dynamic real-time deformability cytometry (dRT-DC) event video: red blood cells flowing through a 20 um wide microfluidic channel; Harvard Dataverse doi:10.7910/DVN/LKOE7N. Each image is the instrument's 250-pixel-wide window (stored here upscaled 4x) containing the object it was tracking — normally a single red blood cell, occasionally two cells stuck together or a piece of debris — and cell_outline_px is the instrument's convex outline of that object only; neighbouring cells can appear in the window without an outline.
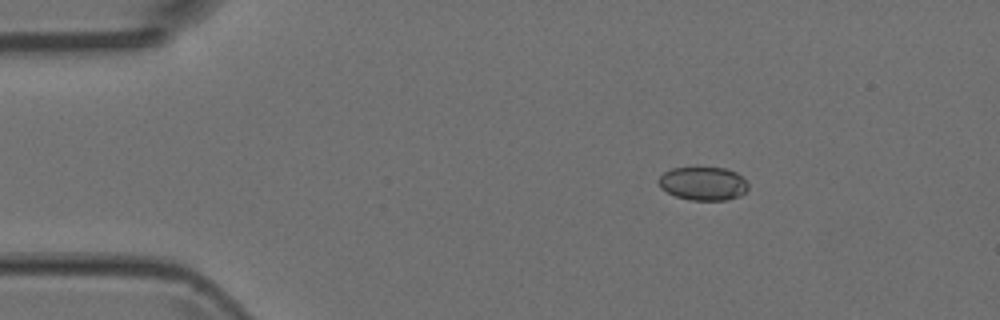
{"species": "Egyptian fruit bat (a non-hibernating species)", "species_latin": "Rousettus aegyptiacus", "temperature_condition": "room temperature", "stored_images_in_passage": 4, "camera_frame_rate_fps": 3000, "um_per_image_px": 0.085, "animal": {"sex": "female"}, "frame": {"image": 1, "passage_image": 2, "time_ms": 0.333, "image_size_px": [1000, 320], "cell_outline_px": [[748, 188], [740, 196], [728, 200], [692, 200], [676, 196], [660, 188], [656, 180], [664, 172], [672, 168], [724, 168], [736, 172], [748, 184]], "centroid_in_image_um": [59.74, 15.61], "position_along_channel_um": 25.3, "area_um2": 17.4}}
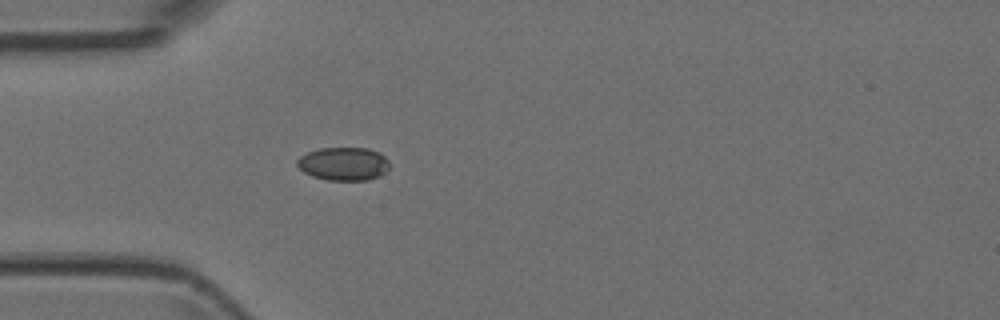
{"frame": {"image": 2, "passage_image": 4, "time_ms": 1.0, "image_size_px": [1000, 320], "cell_outline_px": [[388, 168], [380, 176], [368, 180], [328, 180], [312, 176], [304, 172], [296, 164], [296, 160], [300, 156], [308, 152], [320, 148], [368, 148], [380, 152], [388, 160]], "centroid_in_image_um": [29.2, 13.92], "position_along_channel_um": 55.8, "area_um2": 17.92}}